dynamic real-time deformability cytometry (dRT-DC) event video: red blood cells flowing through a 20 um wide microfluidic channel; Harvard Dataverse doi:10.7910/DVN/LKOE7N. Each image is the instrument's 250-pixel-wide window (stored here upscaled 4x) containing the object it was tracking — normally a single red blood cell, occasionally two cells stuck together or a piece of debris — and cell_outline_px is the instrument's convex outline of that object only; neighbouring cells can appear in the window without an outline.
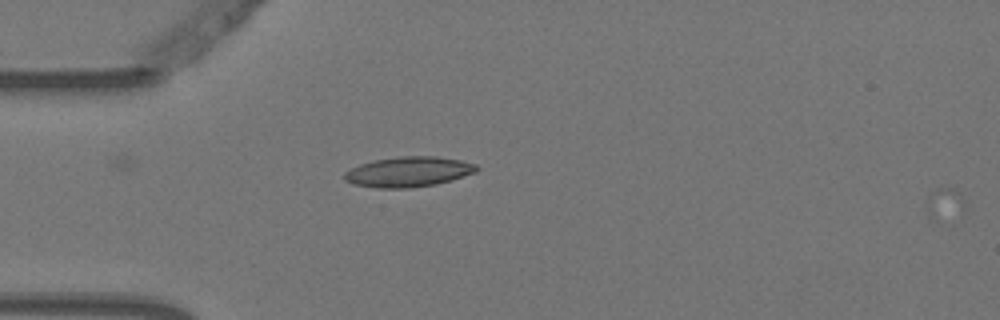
{"species": "Egyptian fruit bat (a non-hibernating species)", "species_latin": "Rousettus aegyptiacus", "temperature_condition": "warm", "stored_images_in_passage": 2, "camera_frame_rate_fps": 3000, "um_per_image_px": 0.085, "animal": {"sex": "female"}, "frame": {"image": 1, "passage_image": 1, "time_ms": 0.0, "image_size_px": [1000, 320], "cell_outline_px": [[480, 168], [476, 172], [452, 180], [436, 184], [408, 188], [376, 188], [352, 184], [344, 180], [344, 172], [360, 164], [376, 160], [400, 156], [436, 156], [460, 160], [476, 164]], "centroid_in_image_um": [34.72, 14.61], "position_along_channel_um": 50.3, "area_um2": 23.29}}